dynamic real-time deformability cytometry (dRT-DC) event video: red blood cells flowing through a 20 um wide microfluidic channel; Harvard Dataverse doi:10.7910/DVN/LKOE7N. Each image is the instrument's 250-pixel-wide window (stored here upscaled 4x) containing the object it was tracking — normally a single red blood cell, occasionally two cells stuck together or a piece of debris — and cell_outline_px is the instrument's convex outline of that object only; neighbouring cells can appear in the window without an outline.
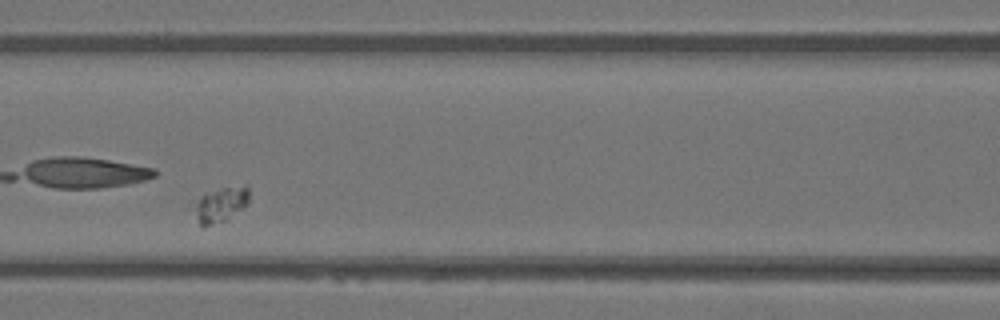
{"species": "Egyptian fruit bat (a non-hibernating species)", "species_latin": "Rousettus aegyptiacus", "temperature_condition": "warm", "stored_images_in_passage": 52, "camera_frame_rate_fps": 3000, "um_per_image_px": 0.085, "animal": {"sex": "female"}, "frame": {"image": 1, "passage_image": 22, "time_ms": 7.0, "image_size_px": [1000, 320], "cell_outline_px": [[248, 204], [224, 220], [204, 228], [200, 228], [196, 208], [196, 204], [200, 196], [224, 188], [248, 184]], "centroid_in_image_um": [18.79, 17.39], "position_along_channel_um": 147.8, "area_um2": 10.69}}
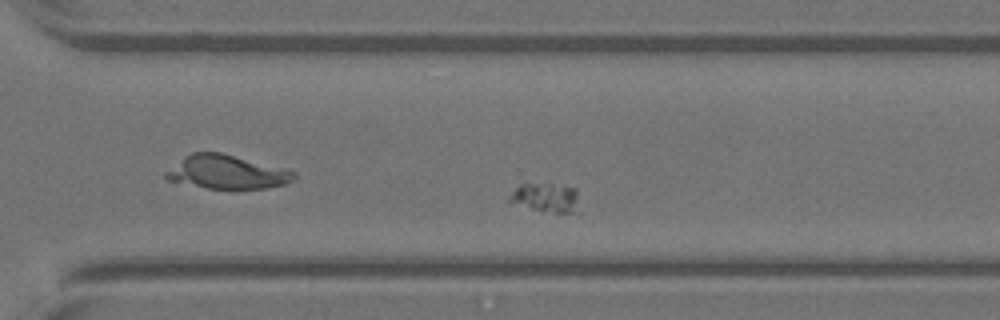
{"frame": {"image": 2, "passage_image": 36, "time_ms": 11.667, "image_size_px": [1000, 320], "cell_outline_px": [[576, 196], [568, 212], [552, 212], [532, 208], [508, 200], [508, 196], [520, 184], [552, 184], [576, 188]], "centroid_in_image_um": [46.28, 16.74], "position_along_channel_um": 324.3, "area_um2": 10.75}}
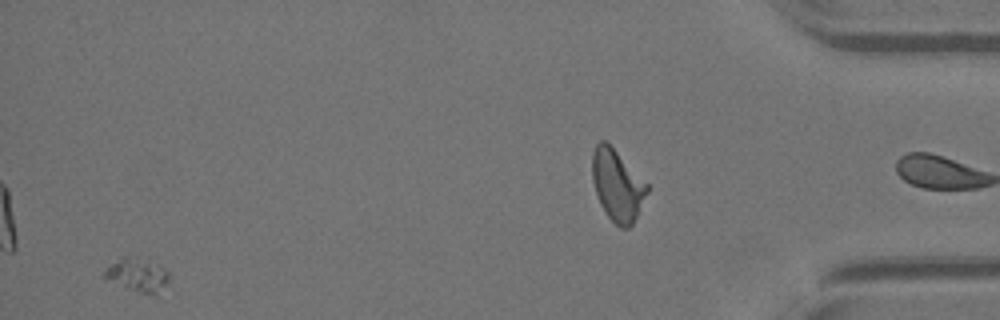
{"frame": {"image": 3, "passage_image": 50, "time_ms": 16.333, "image_size_px": [1000, 320], "cell_outline_px": [[168, 280], [156, 292], [140, 292], [104, 280], [100, 276], [120, 256], [124, 256], [160, 264], [168, 272]], "centroid_in_image_um": [11.6, 23.34], "position_along_channel_um": 423.6, "area_um2": 12.02}}